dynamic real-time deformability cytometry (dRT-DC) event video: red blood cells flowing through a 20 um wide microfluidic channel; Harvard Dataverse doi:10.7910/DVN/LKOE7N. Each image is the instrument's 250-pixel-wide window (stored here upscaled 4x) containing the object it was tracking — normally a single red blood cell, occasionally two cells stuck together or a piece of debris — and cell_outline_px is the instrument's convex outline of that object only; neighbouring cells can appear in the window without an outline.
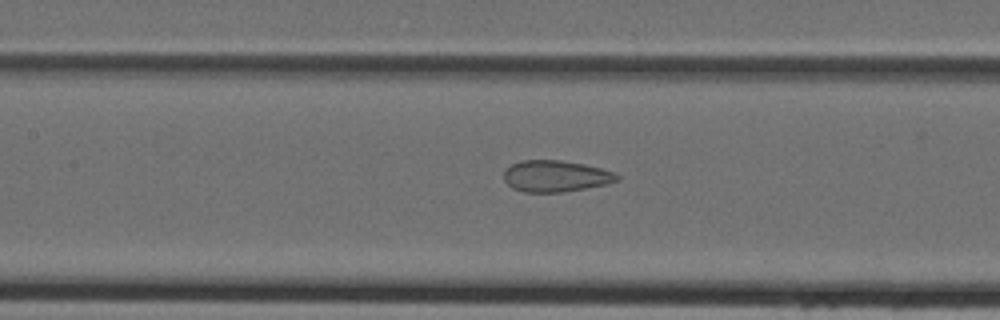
{"species": "Egyptian fruit bat (a non-hibernating species)", "species_latin": "Rousettus aegyptiacus", "temperature_condition": "cold", "stored_images_in_passage": 43, "camera_frame_rate_fps": 3000, "um_per_image_px": 0.085, "animal": {"sex": "female"}, "frame": {"image": 1, "passage_image": 20, "time_ms": 6.333, "image_size_px": [1000, 320], "cell_outline_px": [[620, 180], [608, 184], [564, 192], [524, 192], [512, 188], [504, 180], [504, 172], [512, 164], [520, 160], [560, 160], [584, 164], [616, 172], [620, 176]], "centroid_in_image_um": [47.26, 14.97], "position_along_channel_um": 160.1, "area_um2": 20.87}}
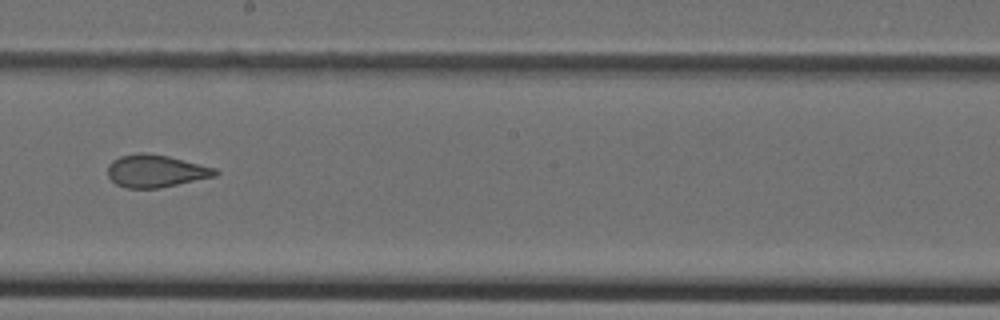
{"frame": {"image": 2, "passage_image": 25, "time_ms": 8.0, "image_size_px": [1000, 320], "cell_outline_px": [[220, 172], [216, 176], [160, 188], [128, 188], [116, 184], [108, 176], [108, 164], [112, 160], [120, 156], [144, 152], [168, 156], [216, 168]], "centroid_in_image_um": [13.24, 14.54], "position_along_channel_um": 235.0, "area_um2": 20.35}}
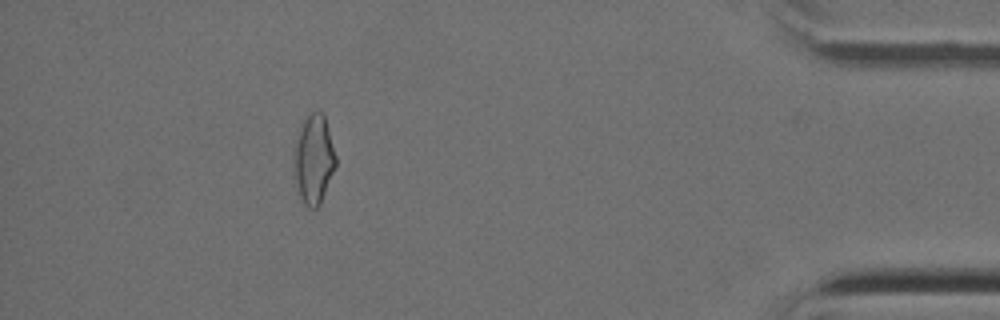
{"frame": {"image": 3, "passage_image": 40, "time_ms": 13.0, "image_size_px": [1000, 320], "cell_outline_px": [[336, 168], [320, 204], [316, 208], [308, 208], [304, 204], [300, 196], [296, 180], [292, 156], [296, 140], [304, 120], [312, 112], [320, 112], [324, 116], [336, 156]], "centroid_in_image_um": [26.67, 13.58], "position_along_channel_um": 408.5, "area_um2": 21.44}}